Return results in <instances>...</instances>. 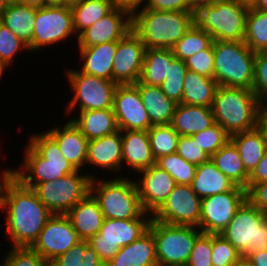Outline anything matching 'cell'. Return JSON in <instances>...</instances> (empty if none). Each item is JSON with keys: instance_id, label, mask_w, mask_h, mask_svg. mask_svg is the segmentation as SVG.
<instances>
[{"instance_id": "6da1fadb", "label": "cell", "mask_w": 267, "mask_h": 266, "mask_svg": "<svg viewBox=\"0 0 267 266\" xmlns=\"http://www.w3.org/2000/svg\"><path fill=\"white\" fill-rule=\"evenodd\" d=\"M0 210L5 214L4 228L12 247H30L53 216L35 191L12 174L3 183Z\"/></svg>"}, {"instance_id": "7a4b0ae2", "label": "cell", "mask_w": 267, "mask_h": 266, "mask_svg": "<svg viewBox=\"0 0 267 266\" xmlns=\"http://www.w3.org/2000/svg\"><path fill=\"white\" fill-rule=\"evenodd\" d=\"M31 135L24 149L20 169H11V174L25 187L33 189L39 183L58 180L76 171L45 130Z\"/></svg>"}, {"instance_id": "3957f363", "label": "cell", "mask_w": 267, "mask_h": 266, "mask_svg": "<svg viewBox=\"0 0 267 266\" xmlns=\"http://www.w3.org/2000/svg\"><path fill=\"white\" fill-rule=\"evenodd\" d=\"M195 23V12L138 8L132 12V30L146 48L172 49Z\"/></svg>"}, {"instance_id": "277c9868", "label": "cell", "mask_w": 267, "mask_h": 266, "mask_svg": "<svg viewBox=\"0 0 267 266\" xmlns=\"http://www.w3.org/2000/svg\"><path fill=\"white\" fill-rule=\"evenodd\" d=\"M129 177L122 174L106 180L91 179L89 193L98 202L105 219L152 218L142 207L135 180Z\"/></svg>"}, {"instance_id": "5b68a950", "label": "cell", "mask_w": 267, "mask_h": 266, "mask_svg": "<svg viewBox=\"0 0 267 266\" xmlns=\"http://www.w3.org/2000/svg\"><path fill=\"white\" fill-rule=\"evenodd\" d=\"M212 111L215 122L230 136L259 126L260 103L247 88L218 86Z\"/></svg>"}, {"instance_id": "8992f818", "label": "cell", "mask_w": 267, "mask_h": 266, "mask_svg": "<svg viewBox=\"0 0 267 266\" xmlns=\"http://www.w3.org/2000/svg\"><path fill=\"white\" fill-rule=\"evenodd\" d=\"M214 79L219 86L252 90L255 55L244 41H213Z\"/></svg>"}, {"instance_id": "52a82bcc", "label": "cell", "mask_w": 267, "mask_h": 266, "mask_svg": "<svg viewBox=\"0 0 267 266\" xmlns=\"http://www.w3.org/2000/svg\"><path fill=\"white\" fill-rule=\"evenodd\" d=\"M249 9L236 0H218L195 10V23L213 41H244Z\"/></svg>"}, {"instance_id": "ba28073f", "label": "cell", "mask_w": 267, "mask_h": 266, "mask_svg": "<svg viewBox=\"0 0 267 266\" xmlns=\"http://www.w3.org/2000/svg\"><path fill=\"white\" fill-rule=\"evenodd\" d=\"M220 235L244 256L267 250L266 215L246 199Z\"/></svg>"}, {"instance_id": "9c48e42d", "label": "cell", "mask_w": 267, "mask_h": 266, "mask_svg": "<svg viewBox=\"0 0 267 266\" xmlns=\"http://www.w3.org/2000/svg\"><path fill=\"white\" fill-rule=\"evenodd\" d=\"M148 229L155 239L158 266H186L195 240L202 233L198 227L170 225L153 219Z\"/></svg>"}, {"instance_id": "30bf717a", "label": "cell", "mask_w": 267, "mask_h": 266, "mask_svg": "<svg viewBox=\"0 0 267 266\" xmlns=\"http://www.w3.org/2000/svg\"><path fill=\"white\" fill-rule=\"evenodd\" d=\"M92 171L76 170L58 180L39 183L33 190L52 214H67L89 193L90 181L97 176Z\"/></svg>"}, {"instance_id": "8fae6325", "label": "cell", "mask_w": 267, "mask_h": 266, "mask_svg": "<svg viewBox=\"0 0 267 266\" xmlns=\"http://www.w3.org/2000/svg\"><path fill=\"white\" fill-rule=\"evenodd\" d=\"M65 70L73 93L66 105L67 117L72 112L75 113V109L80 112L113 108L114 92L118 85L116 82L82 73L78 68L76 70L69 67Z\"/></svg>"}, {"instance_id": "7c38bea8", "label": "cell", "mask_w": 267, "mask_h": 266, "mask_svg": "<svg viewBox=\"0 0 267 266\" xmlns=\"http://www.w3.org/2000/svg\"><path fill=\"white\" fill-rule=\"evenodd\" d=\"M35 20L32 41L28 46L30 53H38L40 49L66 41L70 36L77 38L70 5L37 8Z\"/></svg>"}, {"instance_id": "4fadbf2b", "label": "cell", "mask_w": 267, "mask_h": 266, "mask_svg": "<svg viewBox=\"0 0 267 266\" xmlns=\"http://www.w3.org/2000/svg\"><path fill=\"white\" fill-rule=\"evenodd\" d=\"M151 219H104L99 233L87 242L106 265L121 247L134 242L148 230Z\"/></svg>"}, {"instance_id": "5bb4252c", "label": "cell", "mask_w": 267, "mask_h": 266, "mask_svg": "<svg viewBox=\"0 0 267 266\" xmlns=\"http://www.w3.org/2000/svg\"><path fill=\"white\" fill-rule=\"evenodd\" d=\"M246 200V189L232 190L201 199L199 229L206 234H221Z\"/></svg>"}, {"instance_id": "9a60e30c", "label": "cell", "mask_w": 267, "mask_h": 266, "mask_svg": "<svg viewBox=\"0 0 267 266\" xmlns=\"http://www.w3.org/2000/svg\"><path fill=\"white\" fill-rule=\"evenodd\" d=\"M200 216L201 198L191 185L176 184L152 219L170 225L199 227Z\"/></svg>"}, {"instance_id": "2e32d148", "label": "cell", "mask_w": 267, "mask_h": 266, "mask_svg": "<svg viewBox=\"0 0 267 266\" xmlns=\"http://www.w3.org/2000/svg\"><path fill=\"white\" fill-rule=\"evenodd\" d=\"M81 240L66 214H53L30 246L45 261L51 262Z\"/></svg>"}, {"instance_id": "e0dca14e", "label": "cell", "mask_w": 267, "mask_h": 266, "mask_svg": "<svg viewBox=\"0 0 267 266\" xmlns=\"http://www.w3.org/2000/svg\"><path fill=\"white\" fill-rule=\"evenodd\" d=\"M113 110L119 130H149L153 125L134 84H118L114 92Z\"/></svg>"}, {"instance_id": "ac0fdd59", "label": "cell", "mask_w": 267, "mask_h": 266, "mask_svg": "<svg viewBox=\"0 0 267 266\" xmlns=\"http://www.w3.org/2000/svg\"><path fill=\"white\" fill-rule=\"evenodd\" d=\"M145 50V44L133 30L118 40L113 62V81L117 84L137 83L142 72Z\"/></svg>"}, {"instance_id": "d6986e66", "label": "cell", "mask_w": 267, "mask_h": 266, "mask_svg": "<svg viewBox=\"0 0 267 266\" xmlns=\"http://www.w3.org/2000/svg\"><path fill=\"white\" fill-rule=\"evenodd\" d=\"M132 30V12L114 7L95 24L77 37V47H91L106 42H117Z\"/></svg>"}, {"instance_id": "ffe728a7", "label": "cell", "mask_w": 267, "mask_h": 266, "mask_svg": "<svg viewBox=\"0 0 267 266\" xmlns=\"http://www.w3.org/2000/svg\"><path fill=\"white\" fill-rule=\"evenodd\" d=\"M137 174L141 178L134 180L142 207L146 213L153 215L166 201L176 182L171 175L156 164Z\"/></svg>"}, {"instance_id": "44dd1931", "label": "cell", "mask_w": 267, "mask_h": 266, "mask_svg": "<svg viewBox=\"0 0 267 266\" xmlns=\"http://www.w3.org/2000/svg\"><path fill=\"white\" fill-rule=\"evenodd\" d=\"M63 126L51 127L45 130L58 144L62 156L76 169L86 170V159L89 140L70 121ZM85 166V167H84ZM83 167V168H82Z\"/></svg>"}, {"instance_id": "7402d4cb", "label": "cell", "mask_w": 267, "mask_h": 266, "mask_svg": "<svg viewBox=\"0 0 267 266\" xmlns=\"http://www.w3.org/2000/svg\"><path fill=\"white\" fill-rule=\"evenodd\" d=\"M122 151L121 130L102 138L90 140L86 166H93L96 169L98 167L101 170L106 169L111 174L114 172L115 177H117L116 173L122 171Z\"/></svg>"}, {"instance_id": "603a6c76", "label": "cell", "mask_w": 267, "mask_h": 266, "mask_svg": "<svg viewBox=\"0 0 267 266\" xmlns=\"http://www.w3.org/2000/svg\"><path fill=\"white\" fill-rule=\"evenodd\" d=\"M122 135V169L127 165L128 171L135 174L156 164L151 151L148 130H126ZM132 170V171H130Z\"/></svg>"}, {"instance_id": "cb8c5ba5", "label": "cell", "mask_w": 267, "mask_h": 266, "mask_svg": "<svg viewBox=\"0 0 267 266\" xmlns=\"http://www.w3.org/2000/svg\"><path fill=\"white\" fill-rule=\"evenodd\" d=\"M117 42H106L91 47H78L82 73L113 81V62Z\"/></svg>"}, {"instance_id": "d4e9b609", "label": "cell", "mask_w": 267, "mask_h": 266, "mask_svg": "<svg viewBox=\"0 0 267 266\" xmlns=\"http://www.w3.org/2000/svg\"><path fill=\"white\" fill-rule=\"evenodd\" d=\"M80 240L88 241L99 233L104 222L98 202L88 193L66 214Z\"/></svg>"}, {"instance_id": "484cf974", "label": "cell", "mask_w": 267, "mask_h": 266, "mask_svg": "<svg viewBox=\"0 0 267 266\" xmlns=\"http://www.w3.org/2000/svg\"><path fill=\"white\" fill-rule=\"evenodd\" d=\"M107 266H158L155 239L148 229L134 242L121 247Z\"/></svg>"}, {"instance_id": "4316f807", "label": "cell", "mask_w": 267, "mask_h": 266, "mask_svg": "<svg viewBox=\"0 0 267 266\" xmlns=\"http://www.w3.org/2000/svg\"><path fill=\"white\" fill-rule=\"evenodd\" d=\"M77 113L70 121L89 141L119 131L113 108L76 111Z\"/></svg>"}, {"instance_id": "83f0119b", "label": "cell", "mask_w": 267, "mask_h": 266, "mask_svg": "<svg viewBox=\"0 0 267 266\" xmlns=\"http://www.w3.org/2000/svg\"><path fill=\"white\" fill-rule=\"evenodd\" d=\"M215 123L212 108L177 104L171 125L180 136H191Z\"/></svg>"}, {"instance_id": "f1b7e54d", "label": "cell", "mask_w": 267, "mask_h": 266, "mask_svg": "<svg viewBox=\"0 0 267 266\" xmlns=\"http://www.w3.org/2000/svg\"><path fill=\"white\" fill-rule=\"evenodd\" d=\"M134 85L139 90L141 100L147 110L151 124H171L177 103L169 99L161 90L160 86L142 84L140 81Z\"/></svg>"}, {"instance_id": "f546056e", "label": "cell", "mask_w": 267, "mask_h": 266, "mask_svg": "<svg viewBox=\"0 0 267 266\" xmlns=\"http://www.w3.org/2000/svg\"><path fill=\"white\" fill-rule=\"evenodd\" d=\"M236 185L225 176L211 159L196 167L192 190L201 199L232 190Z\"/></svg>"}, {"instance_id": "4dcf8cb0", "label": "cell", "mask_w": 267, "mask_h": 266, "mask_svg": "<svg viewBox=\"0 0 267 266\" xmlns=\"http://www.w3.org/2000/svg\"><path fill=\"white\" fill-rule=\"evenodd\" d=\"M230 140L237 147L245 170L250 174L267 149L264 130L258 126L252 130L234 134L230 136Z\"/></svg>"}, {"instance_id": "1f68e13d", "label": "cell", "mask_w": 267, "mask_h": 266, "mask_svg": "<svg viewBox=\"0 0 267 266\" xmlns=\"http://www.w3.org/2000/svg\"><path fill=\"white\" fill-rule=\"evenodd\" d=\"M36 10L37 7L23 3L8 5L1 13L0 22L29 46L36 21Z\"/></svg>"}, {"instance_id": "d6a6232c", "label": "cell", "mask_w": 267, "mask_h": 266, "mask_svg": "<svg viewBox=\"0 0 267 266\" xmlns=\"http://www.w3.org/2000/svg\"><path fill=\"white\" fill-rule=\"evenodd\" d=\"M218 86L215 79L187 70L183 84L182 103L212 108Z\"/></svg>"}, {"instance_id": "836d02e7", "label": "cell", "mask_w": 267, "mask_h": 266, "mask_svg": "<svg viewBox=\"0 0 267 266\" xmlns=\"http://www.w3.org/2000/svg\"><path fill=\"white\" fill-rule=\"evenodd\" d=\"M174 57L172 49L146 48L139 81L142 84L160 86L167 76Z\"/></svg>"}, {"instance_id": "e575fe53", "label": "cell", "mask_w": 267, "mask_h": 266, "mask_svg": "<svg viewBox=\"0 0 267 266\" xmlns=\"http://www.w3.org/2000/svg\"><path fill=\"white\" fill-rule=\"evenodd\" d=\"M210 159L236 186L247 188L249 173L245 170L239 151L231 140L213 154Z\"/></svg>"}, {"instance_id": "d590c367", "label": "cell", "mask_w": 267, "mask_h": 266, "mask_svg": "<svg viewBox=\"0 0 267 266\" xmlns=\"http://www.w3.org/2000/svg\"><path fill=\"white\" fill-rule=\"evenodd\" d=\"M70 7L73 14V28L78 37L115 6L111 0H77L72 2Z\"/></svg>"}, {"instance_id": "8d00e7d4", "label": "cell", "mask_w": 267, "mask_h": 266, "mask_svg": "<svg viewBox=\"0 0 267 266\" xmlns=\"http://www.w3.org/2000/svg\"><path fill=\"white\" fill-rule=\"evenodd\" d=\"M244 42L255 53L267 51V11L249 9Z\"/></svg>"}, {"instance_id": "74e56055", "label": "cell", "mask_w": 267, "mask_h": 266, "mask_svg": "<svg viewBox=\"0 0 267 266\" xmlns=\"http://www.w3.org/2000/svg\"><path fill=\"white\" fill-rule=\"evenodd\" d=\"M212 43L211 35L194 23L172 50L176 58L186 61L194 54L207 49Z\"/></svg>"}, {"instance_id": "f35d334b", "label": "cell", "mask_w": 267, "mask_h": 266, "mask_svg": "<svg viewBox=\"0 0 267 266\" xmlns=\"http://www.w3.org/2000/svg\"><path fill=\"white\" fill-rule=\"evenodd\" d=\"M52 266H104L87 241H80L51 261Z\"/></svg>"}, {"instance_id": "ab89813d", "label": "cell", "mask_w": 267, "mask_h": 266, "mask_svg": "<svg viewBox=\"0 0 267 266\" xmlns=\"http://www.w3.org/2000/svg\"><path fill=\"white\" fill-rule=\"evenodd\" d=\"M151 151L155 160L177 152L180 135L171 124L153 125L148 130Z\"/></svg>"}, {"instance_id": "60d3db41", "label": "cell", "mask_w": 267, "mask_h": 266, "mask_svg": "<svg viewBox=\"0 0 267 266\" xmlns=\"http://www.w3.org/2000/svg\"><path fill=\"white\" fill-rule=\"evenodd\" d=\"M156 165L173 177L176 184L191 185L196 165L184 160L177 152L156 160Z\"/></svg>"}, {"instance_id": "b9f144b4", "label": "cell", "mask_w": 267, "mask_h": 266, "mask_svg": "<svg viewBox=\"0 0 267 266\" xmlns=\"http://www.w3.org/2000/svg\"><path fill=\"white\" fill-rule=\"evenodd\" d=\"M187 67L183 60L176 57L172 59L171 66L164 82L160 85L164 94L175 103H182L183 84Z\"/></svg>"}, {"instance_id": "7bdbcfd3", "label": "cell", "mask_w": 267, "mask_h": 266, "mask_svg": "<svg viewBox=\"0 0 267 266\" xmlns=\"http://www.w3.org/2000/svg\"><path fill=\"white\" fill-rule=\"evenodd\" d=\"M22 50L30 52L28 45L0 22V61L8 70L17 54L23 52Z\"/></svg>"}, {"instance_id": "ee69618b", "label": "cell", "mask_w": 267, "mask_h": 266, "mask_svg": "<svg viewBox=\"0 0 267 266\" xmlns=\"http://www.w3.org/2000/svg\"><path fill=\"white\" fill-rule=\"evenodd\" d=\"M191 137L210 157L230 140V135L216 122Z\"/></svg>"}, {"instance_id": "f6af8a7d", "label": "cell", "mask_w": 267, "mask_h": 266, "mask_svg": "<svg viewBox=\"0 0 267 266\" xmlns=\"http://www.w3.org/2000/svg\"><path fill=\"white\" fill-rule=\"evenodd\" d=\"M241 254L220 234H212V265L231 266Z\"/></svg>"}, {"instance_id": "bcb514c9", "label": "cell", "mask_w": 267, "mask_h": 266, "mask_svg": "<svg viewBox=\"0 0 267 266\" xmlns=\"http://www.w3.org/2000/svg\"><path fill=\"white\" fill-rule=\"evenodd\" d=\"M0 266H41L45 260L31 247H12L1 258Z\"/></svg>"}, {"instance_id": "7dc6e473", "label": "cell", "mask_w": 267, "mask_h": 266, "mask_svg": "<svg viewBox=\"0 0 267 266\" xmlns=\"http://www.w3.org/2000/svg\"><path fill=\"white\" fill-rule=\"evenodd\" d=\"M253 92L260 106L267 104V51L256 52Z\"/></svg>"}, {"instance_id": "c3c4849f", "label": "cell", "mask_w": 267, "mask_h": 266, "mask_svg": "<svg viewBox=\"0 0 267 266\" xmlns=\"http://www.w3.org/2000/svg\"><path fill=\"white\" fill-rule=\"evenodd\" d=\"M186 266H213L212 234L201 233L196 238Z\"/></svg>"}, {"instance_id": "681fc988", "label": "cell", "mask_w": 267, "mask_h": 266, "mask_svg": "<svg viewBox=\"0 0 267 266\" xmlns=\"http://www.w3.org/2000/svg\"><path fill=\"white\" fill-rule=\"evenodd\" d=\"M185 63L187 70H192L199 75L214 79L213 43L207 49L189 57Z\"/></svg>"}, {"instance_id": "f907efd6", "label": "cell", "mask_w": 267, "mask_h": 266, "mask_svg": "<svg viewBox=\"0 0 267 266\" xmlns=\"http://www.w3.org/2000/svg\"><path fill=\"white\" fill-rule=\"evenodd\" d=\"M177 153L189 163L196 166L210 159V156L201 149L200 145L191 136H180Z\"/></svg>"}, {"instance_id": "816d5d0a", "label": "cell", "mask_w": 267, "mask_h": 266, "mask_svg": "<svg viewBox=\"0 0 267 266\" xmlns=\"http://www.w3.org/2000/svg\"><path fill=\"white\" fill-rule=\"evenodd\" d=\"M140 8L158 11H188L195 12L189 0H145Z\"/></svg>"}, {"instance_id": "f5cc1de1", "label": "cell", "mask_w": 267, "mask_h": 266, "mask_svg": "<svg viewBox=\"0 0 267 266\" xmlns=\"http://www.w3.org/2000/svg\"><path fill=\"white\" fill-rule=\"evenodd\" d=\"M246 199L262 213L267 214V181L247 185Z\"/></svg>"}, {"instance_id": "db71d44e", "label": "cell", "mask_w": 267, "mask_h": 266, "mask_svg": "<svg viewBox=\"0 0 267 266\" xmlns=\"http://www.w3.org/2000/svg\"><path fill=\"white\" fill-rule=\"evenodd\" d=\"M267 181V149L264 156L249 174L248 185H254L256 183H261Z\"/></svg>"}, {"instance_id": "11a10c76", "label": "cell", "mask_w": 267, "mask_h": 266, "mask_svg": "<svg viewBox=\"0 0 267 266\" xmlns=\"http://www.w3.org/2000/svg\"><path fill=\"white\" fill-rule=\"evenodd\" d=\"M144 1L145 0H111L115 7H123L131 12L142 7Z\"/></svg>"}, {"instance_id": "9f6ffc18", "label": "cell", "mask_w": 267, "mask_h": 266, "mask_svg": "<svg viewBox=\"0 0 267 266\" xmlns=\"http://www.w3.org/2000/svg\"><path fill=\"white\" fill-rule=\"evenodd\" d=\"M246 256L254 266H267V250L250 252Z\"/></svg>"}, {"instance_id": "6f0895ef", "label": "cell", "mask_w": 267, "mask_h": 266, "mask_svg": "<svg viewBox=\"0 0 267 266\" xmlns=\"http://www.w3.org/2000/svg\"><path fill=\"white\" fill-rule=\"evenodd\" d=\"M259 126L264 130L267 138V104L260 106Z\"/></svg>"}, {"instance_id": "680465c9", "label": "cell", "mask_w": 267, "mask_h": 266, "mask_svg": "<svg viewBox=\"0 0 267 266\" xmlns=\"http://www.w3.org/2000/svg\"><path fill=\"white\" fill-rule=\"evenodd\" d=\"M231 266H254L247 256L241 255Z\"/></svg>"}, {"instance_id": "91938a15", "label": "cell", "mask_w": 267, "mask_h": 266, "mask_svg": "<svg viewBox=\"0 0 267 266\" xmlns=\"http://www.w3.org/2000/svg\"><path fill=\"white\" fill-rule=\"evenodd\" d=\"M22 3L37 8L46 6V0H22Z\"/></svg>"}, {"instance_id": "94428289", "label": "cell", "mask_w": 267, "mask_h": 266, "mask_svg": "<svg viewBox=\"0 0 267 266\" xmlns=\"http://www.w3.org/2000/svg\"><path fill=\"white\" fill-rule=\"evenodd\" d=\"M191 6L196 10L198 7L205 4H212L218 0H189Z\"/></svg>"}, {"instance_id": "6125c7cd", "label": "cell", "mask_w": 267, "mask_h": 266, "mask_svg": "<svg viewBox=\"0 0 267 266\" xmlns=\"http://www.w3.org/2000/svg\"><path fill=\"white\" fill-rule=\"evenodd\" d=\"M1 157V156H0ZM11 167L8 169L4 168L2 172H0V196H1V189L3 186L4 181L11 175Z\"/></svg>"}, {"instance_id": "be15d7a7", "label": "cell", "mask_w": 267, "mask_h": 266, "mask_svg": "<svg viewBox=\"0 0 267 266\" xmlns=\"http://www.w3.org/2000/svg\"><path fill=\"white\" fill-rule=\"evenodd\" d=\"M238 1L242 6L250 9L255 8L260 0H236Z\"/></svg>"}, {"instance_id": "e7e4bbea", "label": "cell", "mask_w": 267, "mask_h": 266, "mask_svg": "<svg viewBox=\"0 0 267 266\" xmlns=\"http://www.w3.org/2000/svg\"><path fill=\"white\" fill-rule=\"evenodd\" d=\"M72 2L70 0H46V6H56V5H70Z\"/></svg>"}, {"instance_id": "03108f58", "label": "cell", "mask_w": 267, "mask_h": 266, "mask_svg": "<svg viewBox=\"0 0 267 266\" xmlns=\"http://www.w3.org/2000/svg\"><path fill=\"white\" fill-rule=\"evenodd\" d=\"M255 9L260 11H267V0H260Z\"/></svg>"}, {"instance_id": "003e7915", "label": "cell", "mask_w": 267, "mask_h": 266, "mask_svg": "<svg viewBox=\"0 0 267 266\" xmlns=\"http://www.w3.org/2000/svg\"><path fill=\"white\" fill-rule=\"evenodd\" d=\"M5 71H7V67L0 61V80H2V76L5 75Z\"/></svg>"}, {"instance_id": "a7ac6f4b", "label": "cell", "mask_w": 267, "mask_h": 266, "mask_svg": "<svg viewBox=\"0 0 267 266\" xmlns=\"http://www.w3.org/2000/svg\"><path fill=\"white\" fill-rule=\"evenodd\" d=\"M8 5L5 3L4 0H0V16L1 13L4 11V9L7 7Z\"/></svg>"}, {"instance_id": "89a4df30", "label": "cell", "mask_w": 267, "mask_h": 266, "mask_svg": "<svg viewBox=\"0 0 267 266\" xmlns=\"http://www.w3.org/2000/svg\"><path fill=\"white\" fill-rule=\"evenodd\" d=\"M7 5L22 3V0H4Z\"/></svg>"}, {"instance_id": "2644e50d", "label": "cell", "mask_w": 267, "mask_h": 266, "mask_svg": "<svg viewBox=\"0 0 267 266\" xmlns=\"http://www.w3.org/2000/svg\"><path fill=\"white\" fill-rule=\"evenodd\" d=\"M41 266H52L51 262L45 261Z\"/></svg>"}]
</instances>
